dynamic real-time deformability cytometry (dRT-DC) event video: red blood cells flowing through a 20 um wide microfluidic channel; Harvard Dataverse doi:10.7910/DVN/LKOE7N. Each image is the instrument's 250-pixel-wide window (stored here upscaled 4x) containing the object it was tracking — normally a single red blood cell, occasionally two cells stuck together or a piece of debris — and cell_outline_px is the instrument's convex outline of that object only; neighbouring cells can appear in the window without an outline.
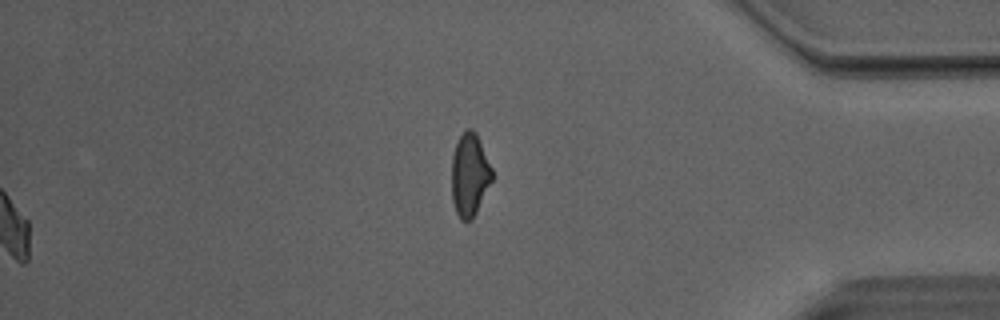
{"species": "Egyptian fruit bat (a non-hibernating species)", "species_latin": "Rousettus aegyptiacus", "temperature_condition": "room temperature", "stored_images_in_passage": 41, "segment_of_instrument_passage": [2, 2], "camera_frame_rate_fps": 3000, "um_per_image_px": 0.085, "animal": {"sex": "male"}, "frame": {"image": 1, "passage_image": 41, "time_ms": 13.333, "image_size_px": [1000, 320], "cell_outline_px": [[492, 180], [472, 220], [460, 220], [456, 212], [452, 200], [452, 156], [456, 144], [460, 136], [468, 128], [472, 128], [476, 132], [492, 168]], "centroid_in_image_um": [39.91, 14.86], "position_along_channel_um": 395.3, "area_um2": 19.36}}